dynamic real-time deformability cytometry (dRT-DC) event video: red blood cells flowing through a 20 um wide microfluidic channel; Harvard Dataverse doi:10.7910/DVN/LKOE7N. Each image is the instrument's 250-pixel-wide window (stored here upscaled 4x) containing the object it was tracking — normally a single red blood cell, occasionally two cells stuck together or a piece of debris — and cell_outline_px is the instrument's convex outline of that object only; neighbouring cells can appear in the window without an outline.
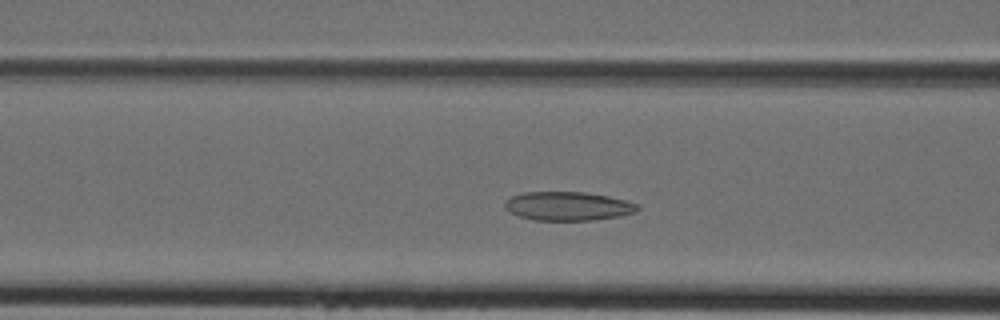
{"species": "Egyptian fruit bat (a non-hibernating species)", "species_latin": "Rousettus aegyptiacus", "temperature_condition": "cold", "stored_images_in_passage": 33, "camera_frame_rate_fps": 3000, "um_per_image_px": 0.085, "animal": {"sex": "female"}, "frame": {"image": 1, "passage_image": 7, "time_ms": 2.0, "image_size_px": [1000, 320], "cell_outline_px": [[640, 208], [636, 212], [620, 216], [592, 220], [536, 220], [520, 216], [504, 208], [504, 204], [512, 196], [524, 192], [584, 192], [608, 196], [640, 204]], "centroid_in_image_um": [48.32, 17.52], "position_along_channel_um": 118.3, "area_um2": 22.14}}
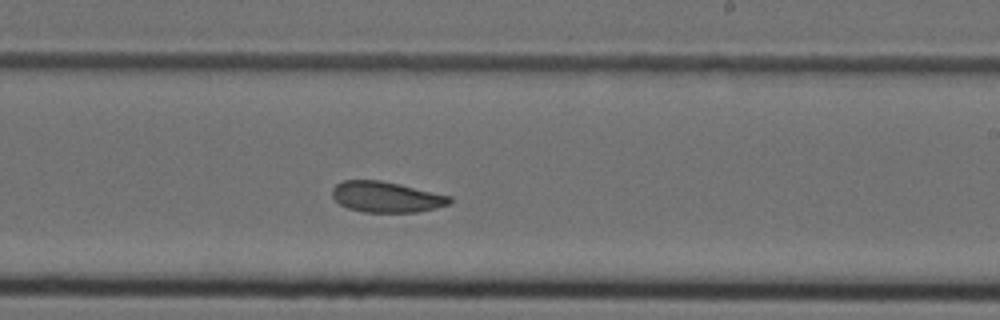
{"frame": {"image": 2, "passage_image": 16, "time_ms": 5.0, "image_size_px": [1000, 320], "cell_outline_px": [[452, 204], [436, 208], [416, 212], [364, 212], [348, 208], [340, 204], [332, 196], [332, 188], [336, 184], [344, 180], [380, 180], [452, 196]], "centroid_in_image_um": [32.85, 16.74], "position_along_channel_um": 256.1, "area_um2": 21.04}}
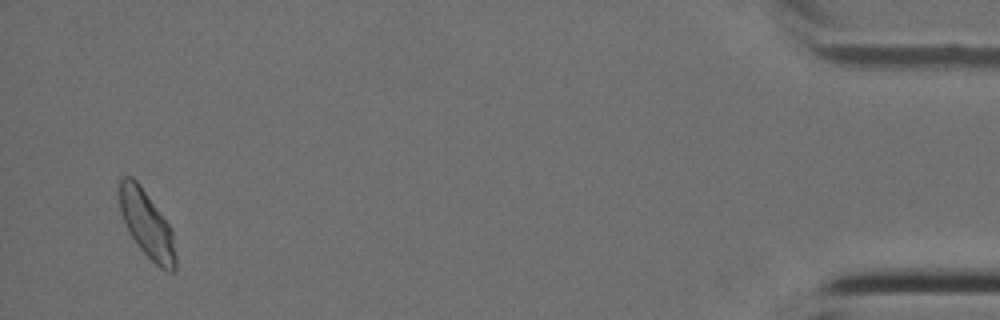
{"frame": {"image": 3, "passage_image": 32, "time_ms": 10.333, "image_size_px": [1000, 320], "cell_outline_px": [[176, 272], [172, 272], [160, 268], [140, 248], [132, 236], [120, 212], [120, 180], [124, 176], [132, 176], [140, 184], [172, 228], [176, 256]], "centroid_in_image_um": [12.52, 19.07], "position_along_channel_um": 422.7, "area_um2": 21.62}}